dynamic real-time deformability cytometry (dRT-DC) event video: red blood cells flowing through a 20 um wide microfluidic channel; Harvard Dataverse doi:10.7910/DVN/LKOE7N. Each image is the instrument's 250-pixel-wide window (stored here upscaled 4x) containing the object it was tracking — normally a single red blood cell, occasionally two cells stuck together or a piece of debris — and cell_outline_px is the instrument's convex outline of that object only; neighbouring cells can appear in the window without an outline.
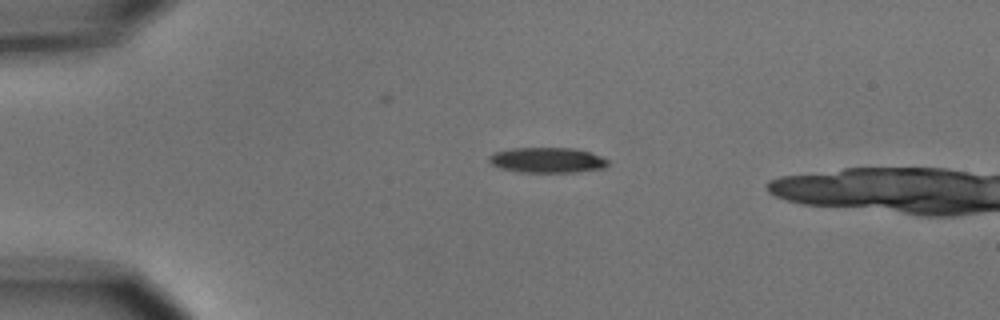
{"species": "common noctule bat (a hibernating species)", "species_latin": "Nyctalus noctula", "temperature_condition": "cold", "stored_images_in_passage": 3, "camera_frame_rate_fps": 3000, "um_per_image_px": 0.085, "animal": {"sex": "male", "body_mass_g": 15.6}, "frame": {"image": 1, "passage_image": 1, "time_ms": 0.0, "image_size_px": [1000, 320], "cell_outline_px": [[608, 164], [604, 168], [576, 172], [516, 172], [500, 168], [492, 164], [488, 160], [488, 156], [496, 152], [512, 148], [576, 148], [600, 156], [608, 160]], "centroid_in_image_um": [46.5, 13.61], "position_along_channel_um": 38.5, "area_um2": 17.51}}